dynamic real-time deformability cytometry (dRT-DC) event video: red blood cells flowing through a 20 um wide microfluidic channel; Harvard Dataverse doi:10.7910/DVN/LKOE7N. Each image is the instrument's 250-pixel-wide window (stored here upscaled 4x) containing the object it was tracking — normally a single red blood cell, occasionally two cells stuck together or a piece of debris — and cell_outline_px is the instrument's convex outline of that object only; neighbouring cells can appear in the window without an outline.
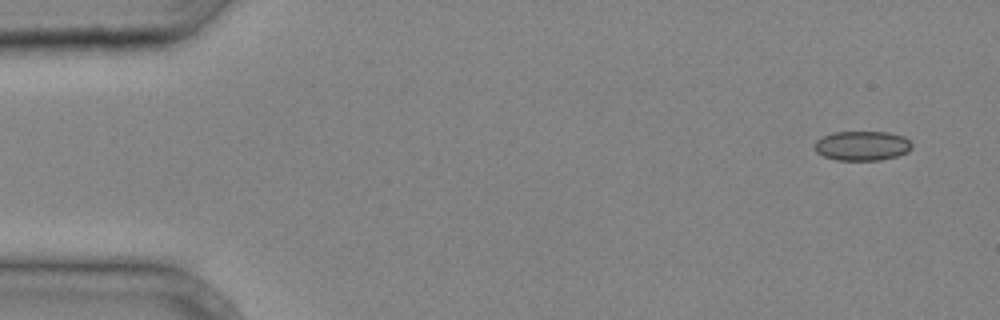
{"species": "common noctule bat (a hibernating species)", "species_latin": "Nyctalus noctula", "temperature_condition": "cold", "stored_images_in_passage": 3, "camera_frame_rate_fps": 3000, "um_per_image_px": 0.085, "animal": {"sex": "male", "body_mass_g": 20.4}, "frame": {"image": 1, "passage_image": 1, "time_ms": 0.0, "image_size_px": [1000, 320], "cell_outline_px": [[912, 148], [908, 152], [896, 156], [880, 160], [836, 160], [824, 156], [816, 152], [812, 148], [816, 140], [832, 132], [888, 132], [904, 136], [912, 144]], "centroid_in_image_um": [73.26, 12.39], "position_along_channel_um": 11.7, "area_um2": 16.88}}